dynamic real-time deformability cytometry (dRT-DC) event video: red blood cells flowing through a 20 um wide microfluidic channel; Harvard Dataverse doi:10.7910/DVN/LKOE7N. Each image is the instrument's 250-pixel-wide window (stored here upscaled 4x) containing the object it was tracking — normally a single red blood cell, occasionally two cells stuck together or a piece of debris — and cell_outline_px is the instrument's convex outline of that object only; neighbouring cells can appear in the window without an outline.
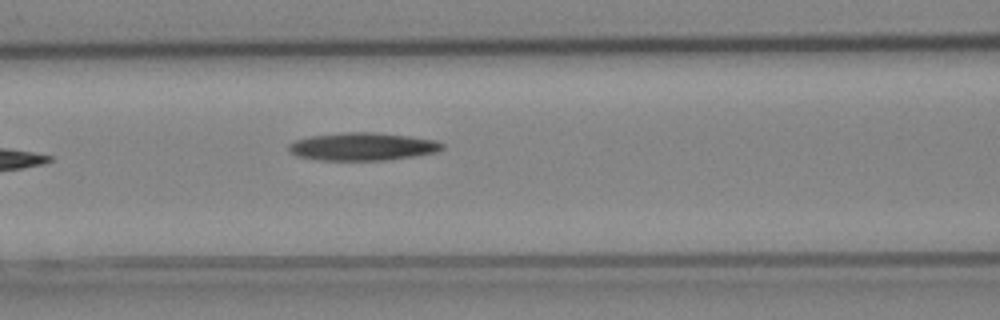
{"species": "Egyptian fruit bat (a non-hibernating species)", "species_latin": "Rousettus aegyptiacus", "temperature_condition": "cold", "stored_images_in_passage": 8, "camera_frame_rate_fps": 3000, "um_per_image_px": 0.085, "animal": {"sex": "female"}, "frame": {"image": 1, "passage_image": 7, "time_ms": 2.0, "image_size_px": [1000, 320], "cell_outline_px": [[444, 148], [436, 152], [388, 160], [320, 160], [296, 156], [288, 148], [288, 144], [296, 140], [312, 136], [344, 132], [372, 132], [408, 136], [436, 140], [444, 144]], "centroid_in_image_um": [30.82, 12.46], "position_along_channel_um": 135.8, "area_um2": 24.74}}